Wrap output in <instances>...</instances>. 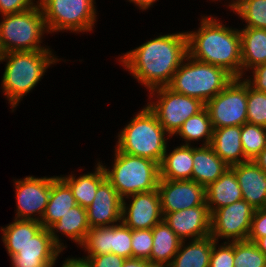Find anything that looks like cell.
Returning <instances> with one entry per match:
<instances>
[{"label":"cell","instance_id":"obj_1","mask_svg":"<svg viewBox=\"0 0 266 267\" xmlns=\"http://www.w3.org/2000/svg\"><path fill=\"white\" fill-rule=\"evenodd\" d=\"M188 54L186 32L160 35L120 57L141 85L150 90L167 86Z\"/></svg>","mask_w":266,"mask_h":267},{"label":"cell","instance_id":"obj_2","mask_svg":"<svg viewBox=\"0 0 266 267\" xmlns=\"http://www.w3.org/2000/svg\"><path fill=\"white\" fill-rule=\"evenodd\" d=\"M203 17L198 31L186 32L188 55L221 67L234 78H243L239 29L225 27L212 16Z\"/></svg>","mask_w":266,"mask_h":267},{"label":"cell","instance_id":"obj_3","mask_svg":"<svg viewBox=\"0 0 266 267\" xmlns=\"http://www.w3.org/2000/svg\"><path fill=\"white\" fill-rule=\"evenodd\" d=\"M51 50L4 53L7 61L2 77V90L12 108L29 93L44 76L46 69L58 62Z\"/></svg>","mask_w":266,"mask_h":267},{"label":"cell","instance_id":"obj_4","mask_svg":"<svg viewBox=\"0 0 266 267\" xmlns=\"http://www.w3.org/2000/svg\"><path fill=\"white\" fill-rule=\"evenodd\" d=\"M168 133L155 113L146 105L118 135L116 149L120 152L147 158L160 164L167 150Z\"/></svg>","mask_w":266,"mask_h":267},{"label":"cell","instance_id":"obj_5","mask_svg":"<svg viewBox=\"0 0 266 267\" xmlns=\"http://www.w3.org/2000/svg\"><path fill=\"white\" fill-rule=\"evenodd\" d=\"M233 79L225 69L198 61L187 54L167 87L206 104Z\"/></svg>","mask_w":266,"mask_h":267},{"label":"cell","instance_id":"obj_6","mask_svg":"<svg viewBox=\"0 0 266 267\" xmlns=\"http://www.w3.org/2000/svg\"><path fill=\"white\" fill-rule=\"evenodd\" d=\"M112 169L103 166L106 179L122 199L156 190L160 180L159 163L147 158L129 155L115 148Z\"/></svg>","mask_w":266,"mask_h":267},{"label":"cell","instance_id":"obj_7","mask_svg":"<svg viewBox=\"0 0 266 267\" xmlns=\"http://www.w3.org/2000/svg\"><path fill=\"white\" fill-rule=\"evenodd\" d=\"M0 22V48L4 53L50 50L40 46L42 36L48 33L44 14L38 3L15 14L3 15Z\"/></svg>","mask_w":266,"mask_h":267},{"label":"cell","instance_id":"obj_8","mask_svg":"<svg viewBox=\"0 0 266 267\" xmlns=\"http://www.w3.org/2000/svg\"><path fill=\"white\" fill-rule=\"evenodd\" d=\"M95 0H38L48 33L91 31L96 21Z\"/></svg>","mask_w":266,"mask_h":267},{"label":"cell","instance_id":"obj_9","mask_svg":"<svg viewBox=\"0 0 266 267\" xmlns=\"http://www.w3.org/2000/svg\"><path fill=\"white\" fill-rule=\"evenodd\" d=\"M151 94L157 95L158 99L147 105L155 113L169 138L174 136L189 117L205 107V104L199 99L176 93L167 86L154 88L150 90Z\"/></svg>","mask_w":266,"mask_h":267},{"label":"cell","instance_id":"obj_10","mask_svg":"<svg viewBox=\"0 0 266 267\" xmlns=\"http://www.w3.org/2000/svg\"><path fill=\"white\" fill-rule=\"evenodd\" d=\"M241 79L234 78L205 104L213 129L247 123V81Z\"/></svg>","mask_w":266,"mask_h":267},{"label":"cell","instance_id":"obj_11","mask_svg":"<svg viewBox=\"0 0 266 267\" xmlns=\"http://www.w3.org/2000/svg\"><path fill=\"white\" fill-rule=\"evenodd\" d=\"M255 209L245 200H239L211 213L210 235L218 239L245 241L248 238Z\"/></svg>","mask_w":266,"mask_h":267},{"label":"cell","instance_id":"obj_12","mask_svg":"<svg viewBox=\"0 0 266 267\" xmlns=\"http://www.w3.org/2000/svg\"><path fill=\"white\" fill-rule=\"evenodd\" d=\"M131 240V229L121 221L112 226L90 228L80 246L88 252L85 259L107 253L127 259L132 258Z\"/></svg>","mask_w":266,"mask_h":267},{"label":"cell","instance_id":"obj_13","mask_svg":"<svg viewBox=\"0 0 266 267\" xmlns=\"http://www.w3.org/2000/svg\"><path fill=\"white\" fill-rule=\"evenodd\" d=\"M55 178L28 176L14 181L17 198L15 219L42 220L48 204L51 183ZM37 214L39 216L36 217Z\"/></svg>","mask_w":266,"mask_h":267},{"label":"cell","instance_id":"obj_14","mask_svg":"<svg viewBox=\"0 0 266 267\" xmlns=\"http://www.w3.org/2000/svg\"><path fill=\"white\" fill-rule=\"evenodd\" d=\"M157 190L163 216L206 204V187L194 180L160 179Z\"/></svg>","mask_w":266,"mask_h":267},{"label":"cell","instance_id":"obj_15","mask_svg":"<svg viewBox=\"0 0 266 267\" xmlns=\"http://www.w3.org/2000/svg\"><path fill=\"white\" fill-rule=\"evenodd\" d=\"M129 206L122 199V222L132 230L152 229L163 220L158 190L142 192L126 197Z\"/></svg>","mask_w":266,"mask_h":267},{"label":"cell","instance_id":"obj_16","mask_svg":"<svg viewBox=\"0 0 266 267\" xmlns=\"http://www.w3.org/2000/svg\"><path fill=\"white\" fill-rule=\"evenodd\" d=\"M163 220L181 239H202L210 236L211 213L206 204L166 213Z\"/></svg>","mask_w":266,"mask_h":267},{"label":"cell","instance_id":"obj_17","mask_svg":"<svg viewBox=\"0 0 266 267\" xmlns=\"http://www.w3.org/2000/svg\"><path fill=\"white\" fill-rule=\"evenodd\" d=\"M61 249L43 228L10 259L12 267H53Z\"/></svg>","mask_w":266,"mask_h":267},{"label":"cell","instance_id":"obj_18","mask_svg":"<svg viewBox=\"0 0 266 267\" xmlns=\"http://www.w3.org/2000/svg\"><path fill=\"white\" fill-rule=\"evenodd\" d=\"M86 212L90 228L112 226L122 221V198L107 179L99 185Z\"/></svg>","mask_w":266,"mask_h":267},{"label":"cell","instance_id":"obj_19","mask_svg":"<svg viewBox=\"0 0 266 267\" xmlns=\"http://www.w3.org/2000/svg\"><path fill=\"white\" fill-rule=\"evenodd\" d=\"M242 191V198L254 209L266 207V172L253 160L231 166Z\"/></svg>","mask_w":266,"mask_h":267},{"label":"cell","instance_id":"obj_20","mask_svg":"<svg viewBox=\"0 0 266 267\" xmlns=\"http://www.w3.org/2000/svg\"><path fill=\"white\" fill-rule=\"evenodd\" d=\"M55 230L81 245L90 230L86 208L78 204L73 206L59 221L48 228L51 239L63 251L66 247L61 243Z\"/></svg>","mask_w":266,"mask_h":267},{"label":"cell","instance_id":"obj_21","mask_svg":"<svg viewBox=\"0 0 266 267\" xmlns=\"http://www.w3.org/2000/svg\"><path fill=\"white\" fill-rule=\"evenodd\" d=\"M210 145L229 167L249 161L243 153L241 126L215 128Z\"/></svg>","mask_w":266,"mask_h":267},{"label":"cell","instance_id":"obj_22","mask_svg":"<svg viewBox=\"0 0 266 267\" xmlns=\"http://www.w3.org/2000/svg\"><path fill=\"white\" fill-rule=\"evenodd\" d=\"M229 166L215 153L211 145L193 147L191 180L207 187L216 181Z\"/></svg>","mask_w":266,"mask_h":267},{"label":"cell","instance_id":"obj_23","mask_svg":"<svg viewBox=\"0 0 266 267\" xmlns=\"http://www.w3.org/2000/svg\"><path fill=\"white\" fill-rule=\"evenodd\" d=\"M242 199V191L231 167L206 187V205L210 213Z\"/></svg>","mask_w":266,"mask_h":267},{"label":"cell","instance_id":"obj_24","mask_svg":"<svg viewBox=\"0 0 266 267\" xmlns=\"http://www.w3.org/2000/svg\"><path fill=\"white\" fill-rule=\"evenodd\" d=\"M75 205H77V203L71 188L60 176H56L51 183L48 204L42 220L40 221L43 228L48 229Z\"/></svg>","mask_w":266,"mask_h":267},{"label":"cell","instance_id":"obj_25","mask_svg":"<svg viewBox=\"0 0 266 267\" xmlns=\"http://www.w3.org/2000/svg\"><path fill=\"white\" fill-rule=\"evenodd\" d=\"M160 179L191 180L193 170V147L177 146L172 152L165 151L159 164Z\"/></svg>","mask_w":266,"mask_h":267},{"label":"cell","instance_id":"obj_26","mask_svg":"<svg viewBox=\"0 0 266 267\" xmlns=\"http://www.w3.org/2000/svg\"><path fill=\"white\" fill-rule=\"evenodd\" d=\"M239 33L243 76L245 70L266 63V29L243 28Z\"/></svg>","mask_w":266,"mask_h":267},{"label":"cell","instance_id":"obj_27","mask_svg":"<svg viewBox=\"0 0 266 267\" xmlns=\"http://www.w3.org/2000/svg\"><path fill=\"white\" fill-rule=\"evenodd\" d=\"M182 240L170 267H209L210 255L215 241L210 235L206 238L191 240L189 245Z\"/></svg>","mask_w":266,"mask_h":267},{"label":"cell","instance_id":"obj_28","mask_svg":"<svg viewBox=\"0 0 266 267\" xmlns=\"http://www.w3.org/2000/svg\"><path fill=\"white\" fill-rule=\"evenodd\" d=\"M151 262L171 264L182 243L176 233L162 220L152 228Z\"/></svg>","mask_w":266,"mask_h":267},{"label":"cell","instance_id":"obj_29","mask_svg":"<svg viewBox=\"0 0 266 267\" xmlns=\"http://www.w3.org/2000/svg\"><path fill=\"white\" fill-rule=\"evenodd\" d=\"M94 173L75 178L73 175L60 176L71 188L76 203L87 208L94 200L99 185L106 179L102 163H97Z\"/></svg>","mask_w":266,"mask_h":267},{"label":"cell","instance_id":"obj_30","mask_svg":"<svg viewBox=\"0 0 266 267\" xmlns=\"http://www.w3.org/2000/svg\"><path fill=\"white\" fill-rule=\"evenodd\" d=\"M42 229L40 221L25 219H14V222L1 228V237L10 258Z\"/></svg>","mask_w":266,"mask_h":267},{"label":"cell","instance_id":"obj_31","mask_svg":"<svg viewBox=\"0 0 266 267\" xmlns=\"http://www.w3.org/2000/svg\"><path fill=\"white\" fill-rule=\"evenodd\" d=\"M213 126L209 112L204 107L197 114L189 117L174 135H179L189 145L191 141L205 139L202 145H210L213 138ZM189 142V143H188Z\"/></svg>","mask_w":266,"mask_h":267},{"label":"cell","instance_id":"obj_32","mask_svg":"<svg viewBox=\"0 0 266 267\" xmlns=\"http://www.w3.org/2000/svg\"><path fill=\"white\" fill-rule=\"evenodd\" d=\"M241 143L245 157L255 159L266 147V127L244 123L241 126Z\"/></svg>","mask_w":266,"mask_h":267},{"label":"cell","instance_id":"obj_33","mask_svg":"<svg viewBox=\"0 0 266 267\" xmlns=\"http://www.w3.org/2000/svg\"><path fill=\"white\" fill-rule=\"evenodd\" d=\"M233 12L247 23L245 28L266 29V0H239Z\"/></svg>","mask_w":266,"mask_h":267},{"label":"cell","instance_id":"obj_34","mask_svg":"<svg viewBox=\"0 0 266 267\" xmlns=\"http://www.w3.org/2000/svg\"><path fill=\"white\" fill-rule=\"evenodd\" d=\"M266 255L254 242L234 241V267H265Z\"/></svg>","mask_w":266,"mask_h":267},{"label":"cell","instance_id":"obj_35","mask_svg":"<svg viewBox=\"0 0 266 267\" xmlns=\"http://www.w3.org/2000/svg\"><path fill=\"white\" fill-rule=\"evenodd\" d=\"M247 123L266 127V93L247 82Z\"/></svg>","mask_w":266,"mask_h":267},{"label":"cell","instance_id":"obj_36","mask_svg":"<svg viewBox=\"0 0 266 267\" xmlns=\"http://www.w3.org/2000/svg\"><path fill=\"white\" fill-rule=\"evenodd\" d=\"M132 257L150 261L153 244L152 229H131Z\"/></svg>","mask_w":266,"mask_h":267},{"label":"cell","instance_id":"obj_37","mask_svg":"<svg viewBox=\"0 0 266 267\" xmlns=\"http://www.w3.org/2000/svg\"><path fill=\"white\" fill-rule=\"evenodd\" d=\"M217 243L213 242L209 267H234V241L224 242L220 246Z\"/></svg>","mask_w":266,"mask_h":267},{"label":"cell","instance_id":"obj_38","mask_svg":"<svg viewBox=\"0 0 266 267\" xmlns=\"http://www.w3.org/2000/svg\"><path fill=\"white\" fill-rule=\"evenodd\" d=\"M264 236H266V207L255 209L247 240L255 243Z\"/></svg>","mask_w":266,"mask_h":267},{"label":"cell","instance_id":"obj_39","mask_svg":"<svg viewBox=\"0 0 266 267\" xmlns=\"http://www.w3.org/2000/svg\"><path fill=\"white\" fill-rule=\"evenodd\" d=\"M35 6L33 0H0V14L9 15L26 11Z\"/></svg>","mask_w":266,"mask_h":267},{"label":"cell","instance_id":"obj_40","mask_svg":"<svg viewBox=\"0 0 266 267\" xmlns=\"http://www.w3.org/2000/svg\"><path fill=\"white\" fill-rule=\"evenodd\" d=\"M92 267H122L124 258L117 254L107 253L99 256H90L87 259Z\"/></svg>","mask_w":266,"mask_h":267},{"label":"cell","instance_id":"obj_41","mask_svg":"<svg viewBox=\"0 0 266 267\" xmlns=\"http://www.w3.org/2000/svg\"><path fill=\"white\" fill-rule=\"evenodd\" d=\"M253 70V79H245L255 90L266 93V63L256 66Z\"/></svg>","mask_w":266,"mask_h":267},{"label":"cell","instance_id":"obj_42","mask_svg":"<svg viewBox=\"0 0 266 267\" xmlns=\"http://www.w3.org/2000/svg\"><path fill=\"white\" fill-rule=\"evenodd\" d=\"M62 267H92L91 263L85 258H68Z\"/></svg>","mask_w":266,"mask_h":267},{"label":"cell","instance_id":"obj_43","mask_svg":"<svg viewBox=\"0 0 266 267\" xmlns=\"http://www.w3.org/2000/svg\"><path fill=\"white\" fill-rule=\"evenodd\" d=\"M122 267H146V260L139 258H127L124 260Z\"/></svg>","mask_w":266,"mask_h":267},{"label":"cell","instance_id":"obj_44","mask_svg":"<svg viewBox=\"0 0 266 267\" xmlns=\"http://www.w3.org/2000/svg\"><path fill=\"white\" fill-rule=\"evenodd\" d=\"M253 161L266 172V147L255 159H253Z\"/></svg>","mask_w":266,"mask_h":267},{"label":"cell","instance_id":"obj_45","mask_svg":"<svg viewBox=\"0 0 266 267\" xmlns=\"http://www.w3.org/2000/svg\"><path fill=\"white\" fill-rule=\"evenodd\" d=\"M129 2H134L135 5H137L140 9L142 10H146L149 7H151V5H153V3H155L156 0H128Z\"/></svg>","mask_w":266,"mask_h":267},{"label":"cell","instance_id":"obj_46","mask_svg":"<svg viewBox=\"0 0 266 267\" xmlns=\"http://www.w3.org/2000/svg\"><path fill=\"white\" fill-rule=\"evenodd\" d=\"M255 244L259 250L266 255V236L259 238Z\"/></svg>","mask_w":266,"mask_h":267},{"label":"cell","instance_id":"obj_47","mask_svg":"<svg viewBox=\"0 0 266 267\" xmlns=\"http://www.w3.org/2000/svg\"><path fill=\"white\" fill-rule=\"evenodd\" d=\"M146 267H170L166 263L151 262L146 260Z\"/></svg>","mask_w":266,"mask_h":267},{"label":"cell","instance_id":"obj_48","mask_svg":"<svg viewBox=\"0 0 266 267\" xmlns=\"http://www.w3.org/2000/svg\"><path fill=\"white\" fill-rule=\"evenodd\" d=\"M238 2H239V0H233V1H231V3H229V6L228 7L229 8H232V10H234L237 7Z\"/></svg>","mask_w":266,"mask_h":267},{"label":"cell","instance_id":"obj_49","mask_svg":"<svg viewBox=\"0 0 266 267\" xmlns=\"http://www.w3.org/2000/svg\"><path fill=\"white\" fill-rule=\"evenodd\" d=\"M2 56H3V52H2V50L0 48V62L2 61Z\"/></svg>","mask_w":266,"mask_h":267}]
</instances>
